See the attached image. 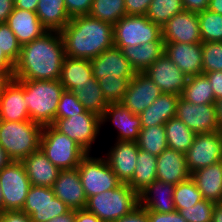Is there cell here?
I'll use <instances>...</instances> for the list:
<instances>
[{
  "instance_id": "obj_1",
  "label": "cell",
  "mask_w": 222,
  "mask_h": 222,
  "mask_svg": "<svg viewBox=\"0 0 222 222\" xmlns=\"http://www.w3.org/2000/svg\"><path fill=\"white\" fill-rule=\"evenodd\" d=\"M65 58L60 32L47 31L21 46L13 78L24 80H58Z\"/></svg>"
},
{
  "instance_id": "obj_2",
  "label": "cell",
  "mask_w": 222,
  "mask_h": 222,
  "mask_svg": "<svg viewBox=\"0 0 222 222\" xmlns=\"http://www.w3.org/2000/svg\"><path fill=\"white\" fill-rule=\"evenodd\" d=\"M60 34L67 57L91 60L114 46L113 25L89 15L71 18Z\"/></svg>"
},
{
  "instance_id": "obj_3",
  "label": "cell",
  "mask_w": 222,
  "mask_h": 222,
  "mask_svg": "<svg viewBox=\"0 0 222 222\" xmlns=\"http://www.w3.org/2000/svg\"><path fill=\"white\" fill-rule=\"evenodd\" d=\"M23 85V98L30 120L41 126L52 125L64 86L59 80L17 79Z\"/></svg>"
},
{
  "instance_id": "obj_4",
  "label": "cell",
  "mask_w": 222,
  "mask_h": 222,
  "mask_svg": "<svg viewBox=\"0 0 222 222\" xmlns=\"http://www.w3.org/2000/svg\"><path fill=\"white\" fill-rule=\"evenodd\" d=\"M43 126L27 121L0 120V146L12 161H23L40 149Z\"/></svg>"
},
{
  "instance_id": "obj_5",
  "label": "cell",
  "mask_w": 222,
  "mask_h": 222,
  "mask_svg": "<svg viewBox=\"0 0 222 222\" xmlns=\"http://www.w3.org/2000/svg\"><path fill=\"white\" fill-rule=\"evenodd\" d=\"M138 206V194L128 184L122 183L115 189L88 197L85 209L103 222H114Z\"/></svg>"
},
{
  "instance_id": "obj_6",
  "label": "cell",
  "mask_w": 222,
  "mask_h": 222,
  "mask_svg": "<svg viewBox=\"0 0 222 222\" xmlns=\"http://www.w3.org/2000/svg\"><path fill=\"white\" fill-rule=\"evenodd\" d=\"M40 149L60 170L77 168L87 154L76 141L60 133L52 125L43 126Z\"/></svg>"
},
{
  "instance_id": "obj_7",
  "label": "cell",
  "mask_w": 222,
  "mask_h": 222,
  "mask_svg": "<svg viewBox=\"0 0 222 222\" xmlns=\"http://www.w3.org/2000/svg\"><path fill=\"white\" fill-rule=\"evenodd\" d=\"M114 46L120 49L152 41H164L162 28L146 15L123 16L113 26Z\"/></svg>"
},
{
  "instance_id": "obj_8",
  "label": "cell",
  "mask_w": 222,
  "mask_h": 222,
  "mask_svg": "<svg viewBox=\"0 0 222 222\" xmlns=\"http://www.w3.org/2000/svg\"><path fill=\"white\" fill-rule=\"evenodd\" d=\"M86 197H91L122 184L101 154L87 153L77 167Z\"/></svg>"
},
{
  "instance_id": "obj_9",
  "label": "cell",
  "mask_w": 222,
  "mask_h": 222,
  "mask_svg": "<svg viewBox=\"0 0 222 222\" xmlns=\"http://www.w3.org/2000/svg\"><path fill=\"white\" fill-rule=\"evenodd\" d=\"M52 126L76 141L86 153L92 154L94 144L96 145L102 134L101 117L90 111L69 118H56Z\"/></svg>"
},
{
  "instance_id": "obj_10",
  "label": "cell",
  "mask_w": 222,
  "mask_h": 222,
  "mask_svg": "<svg viewBox=\"0 0 222 222\" xmlns=\"http://www.w3.org/2000/svg\"><path fill=\"white\" fill-rule=\"evenodd\" d=\"M3 212L21 211L31 187L22 161H11L0 170Z\"/></svg>"
},
{
  "instance_id": "obj_11",
  "label": "cell",
  "mask_w": 222,
  "mask_h": 222,
  "mask_svg": "<svg viewBox=\"0 0 222 222\" xmlns=\"http://www.w3.org/2000/svg\"><path fill=\"white\" fill-rule=\"evenodd\" d=\"M70 210L52 188L31 185L21 211L30 216L31 222H47Z\"/></svg>"
},
{
  "instance_id": "obj_12",
  "label": "cell",
  "mask_w": 222,
  "mask_h": 222,
  "mask_svg": "<svg viewBox=\"0 0 222 222\" xmlns=\"http://www.w3.org/2000/svg\"><path fill=\"white\" fill-rule=\"evenodd\" d=\"M185 155L190 173L222 161V131L196 134Z\"/></svg>"
},
{
  "instance_id": "obj_13",
  "label": "cell",
  "mask_w": 222,
  "mask_h": 222,
  "mask_svg": "<svg viewBox=\"0 0 222 222\" xmlns=\"http://www.w3.org/2000/svg\"><path fill=\"white\" fill-rule=\"evenodd\" d=\"M109 125L113 131L115 130L113 134L115 135L113 136L114 141L136 142L142 128L139 115L133 114L121 102L109 103L101 116V130Z\"/></svg>"
},
{
  "instance_id": "obj_14",
  "label": "cell",
  "mask_w": 222,
  "mask_h": 222,
  "mask_svg": "<svg viewBox=\"0 0 222 222\" xmlns=\"http://www.w3.org/2000/svg\"><path fill=\"white\" fill-rule=\"evenodd\" d=\"M176 117L195 134L220 131L214 103L192 104L180 96L177 104Z\"/></svg>"
},
{
  "instance_id": "obj_15",
  "label": "cell",
  "mask_w": 222,
  "mask_h": 222,
  "mask_svg": "<svg viewBox=\"0 0 222 222\" xmlns=\"http://www.w3.org/2000/svg\"><path fill=\"white\" fill-rule=\"evenodd\" d=\"M143 73L158 85L161 93L179 96L188 79V76L164 53Z\"/></svg>"
},
{
  "instance_id": "obj_16",
  "label": "cell",
  "mask_w": 222,
  "mask_h": 222,
  "mask_svg": "<svg viewBox=\"0 0 222 222\" xmlns=\"http://www.w3.org/2000/svg\"><path fill=\"white\" fill-rule=\"evenodd\" d=\"M103 152L110 168L118 179L128 184L134 174L137 164L139 147L135 141H114L111 146Z\"/></svg>"
},
{
  "instance_id": "obj_17",
  "label": "cell",
  "mask_w": 222,
  "mask_h": 222,
  "mask_svg": "<svg viewBox=\"0 0 222 222\" xmlns=\"http://www.w3.org/2000/svg\"><path fill=\"white\" fill-rule=\"evenodd\" d=\"M161 94L158 85L146 74L136 72L135 76L130 80L121 104L127 107L133 114L139 115Z\"/></svg>"
},
{
  "instance_id": "obj_18",
  "label": "cell",
  "mask_w": 222,
  "mask_h": 222,
  "mask_svg": "<svg viewBox=\"0 0 222 222\" xmlns=\"http://www.w3.org/2000/svg\"><path fill=\"white\" fill-rule=\"evenodd\" d=\"M164 43H202L198 14L184 10L162 27Z\"/></svg>"
},
{
  "instance_id": "obj_19",
  "label": "cell",
  "mask_w": 222,
  "mask_h": 222,
  "mask_svg": "<svg viewBox=\"0 0 222 222\" xmlns=\"http://www.w3.org/2000/svg\"><path fill=\"white\" fill-rule=\"evenodd\" d=\"M55 196L71 210L85 209L87 197L82 187L78 169L61 170L51 187Z\"/></svg>"
},
{
  "instance_id": "obj_20",
  "label": "cell",
  "mask_w": 222,
  "mask_h": 222,
  "mask_svg": "<svg viewBox=\"0 0 222 222\" xmlns=\"http://www.w3.org/2000/svg\"><path fill=\"white\" fill-rule=\"evenodd\" d=\"M164 54L188 77L203 74L202 43H164Z\"/></svg>"
},
{
  "instance_id": "obj_21",
  "label": "cell",
  "mask_w": 222,
  "mask_h": 222,
  "mask_svg": "<svg viewBox=\"0 0 222 222\" xmlns=\"http://www.w3.org/2000/svg\"><path fill=\"white\" fill-rule=\"evenodd\" d=\"M91 61L93 77L97 80L105 75L134 77L136 72L125 58L122 49L115 46L106 49Z\"/></svg>"
},
{
  "instance_id": "obj_22",
  "label": "cell",
  "mask_w": 222,
  "mask_h": 222,
  "mask_svg": "<svg viewBox=\"0 0 222 222\" xmlns=\"http://www.w3.org/2000/svg\"><path fill=\"white\" fill-rule=\"evenodd\" d=\"M0 120L15 122L30 120L23 98V85L15 78H11L0 95Z\"/></svg>"
},
{
  "instance_id": "obj_23",
  "label": "cell",
  "mask_w": 222,
  "mask_h": 222,
  "mask_svg": "<svg viewBox=\"0 0 222 222\" xmlns=\"http://www.w3.org/2000/svg\"><path fill=\"white\" fill-rule=\"evenodd\" d=\"M156 174L157 180L174 185L187 180L191 173L185 153L167 147L157 156Z\"/></svg>"
},
{
  "instance_id": "obj_24",
  "label": "cell",
  "mask_w": 222,
  "mask_h": 222,
  "mask_svg": "<svg viewBox=\"0 0 222 222\" xmlns=\"http://www.w3.org/2000/svg\"><path fill=\"white\" fill-rule=\"evenodd\" d=\"M6 23L21 46L30 43L48 31L40 22L36 12L16 7L7 18Z\"/></svg>"
},
{
  "instance_id": "obj_25",
  "label": "cell",
  "mask_w": 222,
  "mask_h": 222,
  "mask_svg": "<svg viewBox=\"0 0 222 222\" xmlns=\"http://www.w3.org/2000/svg\"><path fill=\"white\" fill-rule=\"evenodd\" d=\"M175 185L160 180H154L138 194L139 206L146 211L170 213L175 211L173 199Z\"/></svg>"
},
{
  "instance_id": "obj_26",
  "label": "cell",
  "mask_w": 222,
  "mask_h": 222,
  "mask_svg": "<svg viewBox=\"0 0 222 222\" xmlns=\"http://www.w3.org/2000/svg\"><path fill=\"white\" fill-rule=\"evenodd\" d=\"M22 163L31 185L34 186L51 188L61 171L53 165L41 149L31 153Z\"/></svg>"
},
{
  "instance_id": "obj_27",
  "label": "cell",
  "mask_w": 222,
  "mask_h": 222,
  "mask_svg": "<svg viewBox=\"0 0 222 222\" xmlns=\"http://www.w3.org/2000/svg\"><path fill=\"white\" fill-rule=\"evenodd\" d=\"M203 199L213 203L222 202V161L191 173Z\"/></svg>"
},
{
  "instance_id": "obj_28",
  "label": "cell",
  "mask_w": 222,
  "mask_h": 222,
  "mask_svg": "<svg viewBox=\"0 0 222 222\" xmlns=\"http://www.w3.org/2000/svg\"><path fill=\"white\" fill-rule=\"evenodd\" d=\"M180 96L162 93L147 109L139 114L142 127L165 125L176 117L177 104Z\"/></svg>"
},
{
  "instance_id": "obj_29",
  "label": "cell",
  "mask_w": 222,
  "mask_h": 222,
  "mask_svg": "<svg viewBox=\"0 0 222 222\" xmlns=\"http://www.w3.org/2000/svg\"><path fill=\"white\" fill-rule=\"evenodd\" d=\"M92 77L90 60L65 56L58 80L66 91H71L75 86L90 83Z\"/></svg>"
},
{
  "instance_id": "obj_30",
  "label": "cell",
  "mask_w": 222,
  "mask_h": 222,
  "mask_svg": "<svg viewBox=\"0 0 222 222\" xmlns=\"http://www.w3.org/2000/svg\"><path fill=\"white\" fill-rule=\"evenodd\" d=\"M122 52L135 72H144L164 53V41L127 46Z\"/></svg>"
},
{
  "instance_id": "obj_31",
  "label": "cell",
  "mask_w": 222,
  "mask_h": 222,
  "mask_svg": "<svg viewBox=\"0 0 222 222\" xmlns=\"http://www.w3.org/2000/svg\"><path fill=\"white\" fill-rule=\"evenodd\" d=\"M36 14L48 31L60 32L71 20L64 0H39Z\"/></svg>"
},
{
  "instance_id": "obj_32",
  "label": "cell",
  "mask_w": 222,
  "mask_h": 222,
  "mask_svg": "<svg viewBox=\"0 0 222 222\" xmlns=\"http://www.w3.org/2000/svg\"><path fill=\"white\" fill-rule=\"evenodd\" d=\"M137 164L131 181L128 185L139 194L154 180H157L156 164L157 156L144 152L141 149L138 151Z\"/></svg>"
},
{
  "instance_id": "obj_33",
  "label": "cell",
  "mask_w": 222,
  "mask_h": 222,
  "mask_svg": "<svg viewBox=\"0 0 222 222\" xmlns=\"http://www.w3.org/2000/svg\"><path fill=\"white\" fill-rule=\"evenodd\" d=\"M72 93L76 94L77 99L83 105L86 111L97 114L101 117L108 107V102L104 98L102 89L96 78L92 77L90 83L82 86H75Z\"/></svg>"
},
{
  "instance_id": "obj_34",
  "label": "cell",
  "mask_w": 222,
  "mask_h": 222,
  "mask_svg": "<svg viewBox=\"0 0 222 222\" xmlns=\"http://www.w3.org/2000/svg\"><path fill=\"white\" fill-rule=\"evenodd\" d=\"M164 127L168 148L186 153L196 134L177 117L170 118Z\"/></svg>"
},
{
  "instance_id": "obj_35",
  "label": "cell",
  "mask_w": 222,
  "mask_h": 222,
  "mask_svg": "<svg viewBox=\"0 0 222 222\" xmlns=\"http://www.w3.org/2000/svg\"><path fill=\"white\" fill-rule=\"evenodd\" d=\"M181 97L197 105L215 103L213 89L205 74L188 77Z\"/></svg>"
},
{
  "instance_id": "obj_36",
  "label": "cell",
  "mask_w": 222,
  "mask_h": 222,
  "mask_svg": "<svg viewBox=\"0 0 222 222\" xmlns=\"http://www.w3.org/2000/svg\"><path fill=\"white\" fill-rule=\"evenodd\" d=\"M136 142L142 151L159 156L168 147L164 125L142 127Z\"/></svg>"
},
{
  "instance_id": "obj_37",
  "label": "cell",
  "mask_w": 222,
  "mask_h": 222,
  "mask_svg": "<svg viewBox=\"0 0 222 222\" xmlns=\"http://www.w3.org/2000/svg\"><path fill=\"white\" fill-rule=\"evenodd\" d=\"M88 15L114 26L126 16L125 0H93Z\"/></svg>"
},
{
  "instance_id": "obj_38",
  "label": "cell",
  "mask_w": 222,
  "mask_h": 222,
  "mask_svg": "<svg viewBox=\"0 0 222 222\" xmlns=\"http://www.w3.org/2000/svg\"><path fill=\"white\" fill-rule=\"evenodd\" d=\"M184 10L182 0H153L146 17L162 28L174 15Z\"/></svg>"
},
{
  "instance_id": "obj_39",
  "label": "cell",
  "mask_w": 222,
  "mask_h": 222,
  "mask_svg": "<svg viewBox=\"0 0 222 222\" xmlns=\"http://www.w3.org/2000/svg\"><path fill=\"white\" fill-rule=\"evenodd\" d=\"M202 42H222V15L210 10L198 13Z\"/></svg>"
},
{
  "instance_id": "obj_40",
  "label": "cell",
  "mask_w": 222,
  "mask_h": 222,
  "mask_svg": "<svg viewBox=\"0 0 222 222\" xmlns=\"http://www.w3.org/2000/svg\"><path fill=\"white\" fill-rule=\"evenodd\" d=\"M132 78L133 77L105 75L97 81L107 102L117 103L123 100Z\"/></svg>"
},
{
  "instance_id": "obj_41",
  "label": "cell",
  "mask_w": 222,
  "mask_h": 222,
  "mask_svg": "<svg viewBox=\"0 0 222 222\" xmlns=\"http://www.w3.org/2000/svg\"><path fill=\"white\" fill-rule=\"evenodd\" d=\"M173 199L175 210L190 208L197 202L203 200L201 192L198 190L195 182L191 177L175 185Z\"/></svg>"
},
{
  "instance_id": "obj_42",
  "label": "cell",
  "mask_w": 222,
  "mask_h": 222,
  "mask_svg": "<svg viewBox=\"0 0 222 222\" xmlns=\"http://www.w3.org/2000/svg\"><path fill=\"white\" fill-rule=\"evenodd\" d=\"M203 74L222 71V42H202Z\"/></svg>"
},
{
  "instance_id": "obj_43",
  "label": "cell",
  "mask_w": 222,
  "mask_h": 222,
  "mask_svg": "<svg viewBox=\"0 0 222 222\" xmlns=\"http://www.w3.org/2000/svg\"><path fill=\"white\" fill-rule=\"evenodd\" d=\"M215 203L201 200L190 208H182L178 212L187 222H211Z\"/></svg>"
},
{
  "instance_id": "obj_44",
  "label": "cell",
  "mask_w": 222,
  "mask_h": 222,
  "mask_svg": "<svg viewBox=\"0 0 222 222\" xmlns=\"http://www.w3.org/2000/svg\"><path fill=\"white\" fill-rule=\"evenodd\" d=\"M0 48L14 64L18 61L21 45L7 23L0 24Z\"/></svg>"
},
{
  "instance_id": "obj_45",
  "label": "cell",
  "mask_w": 222,
  "mask_h": 222,
  "mask_svg": "<svg viewBox=\"0 0 222 222\" xmlns=\"http://www.w3.org/2000/svg\"><path fill=\"white\" fill-rule=\"evenodd\" d=\"M85 111V108L77 99L76 94L64 90L58 103L56 118H69L73 115L84 113Z\"/></svg>"
},
{
  "instance_id": "obj_46",
  "label": "cell",
  "mask_w": 222,
  "mask_h": 222,
  "mask_svg": "<svg viewBox=\"0 0 222 222\" xmlns=\"http://www.w3.org/2000/svg\"><path fill=\"white\" fill-rule=\"evenodd\" d=\"M93 0H64V5L70 18L84 16L90 13Z\"/></svg>"
},
{
  "instance_id": "obj_47",
  "label": "cell",
  "mask_w": 222,
  "mask_h": 222,
  "mask_svg": "<svg viewBox=\"0 0 222 222\" xmlns=\"http://www.w3.org/2000/svg\"><path fill=\"white\" fill-rule=\"evenodd\" d=\"M149 222H187L178 211L162 213L157 211H146Z\"/></svg>"
},
{
  "instance_id": "obj_48",
  "label": "cell",
  "mask_w": 222,
  "mask_h": 222,
  "mask_svg": "<svg viewBox=\"0 0 222 222\" xmlns=\"http://www.w3.org/2000/svg\"><path fill=\"white\" fill-rule=\"evenodd\" d=\"M153 0H125L126 15H146Z\"/></svg>"
},
{
  "instance_id": "obj_49",
  "label": "cell",
  "mask_w": 222,
  "mask_h": 222,
  "mask_svg": "<svg viewBox=\"0 0 222 222\" xmlns=\"http://www.w3.org/2000/svg\"><path fill=\"white\" fill-rule=\"evenodd\" d=\"M214 92L215 101L222 98V71L204 73Z\"/></svg>"
},
{
  "instance_id": "obj_50",
  "label": "cell",
  "mask_w": 222,
  "mask_h": 222,
  "mask_svg": "<svg viewBox=\"0 0 222 222\" xmlns=\"http://www.w3.org/2000/svg\"><path fill=\"white\" fill-rule=\"evenodd\" d=\"M114 222H149V220L146 210L141 206H138L130 214L125 215Z\"/></svg>"
},
{
  "instance_id": "obj_51",
  "label": "cell",
  "mask_w": 222,
  "mask_h": 222,
  "mask_svg": "<svg viewBox=\"0 0 222 222\" xmlns=\"http://www.w3.org/2000/svg\"><path fill=\"white\" fill-rule=\"evenodd\" d=\"M0 222H31V218L23 211H6L0 212Z\"/></svg>"
},
{
  "instance_id": "obj_52",
  "label": "cell",
  "mask_w": 222,
  "mask_h": 222,
  "mask_svg": "<svg viewBox=\"0 0 222 222\" xmlns=\"http://www.w3.org/2000/svg\"><path fill=\"white\" fill-rule=\"evenodd\" d=\"M182 2L185 10L197 14L207 10L209 5V0H182Z\"/></svg>"
},
{
  "instance_id": "obj_53",
  "label": "cell",
  "mask_w": 222,
  "mask_h": 222,
  "mask_svg": "<svg viewBox=\"0 0 222 222\" xmlns=\"http://www.w3.org/2000/svg\"><path fill=\"white\" fill-rule=\"evenodd\" d=\"M14 8V0H0V24L6 23L7 18Z\"/></svg>"
},
{
  "instance_id": "obj_54",
  "label": "cell",
  "mask_w": 222,
  "mask_h": 222,
  "mask_svg": "<svg viewBox=\"0 0 222 222\" xmlns=\"http://www.w3.org/2000/svg\"><path fill=\"white\" fill-rule=\"evenodd\" d=\"M75 222H103L94 213L86 209L76 210Z\"/></svg>"
},
{
  "instance_id": "obj_55",
  "label": "cell",
  "mask_w": 222,
  "mask_h": 222,
  "mask_svg": "<svg viewBox=\"0 0 222 222\" xmlns=\"http://www.w3.org/2000/svg\"><path fill=\"white\" fill-rule=\"evenodd\" d=\"M15 64L5 55L0 48V71H4L13 78Z\"/></svg>"
},
{
  "instance_id": "obj_56",
  "label": "cell",
  "mask_w": 222,
  "mask_h": 222,
  "mask_svg": "<svg viewBox=\"0 0 222 222\" xmlns=\"http://www.w3.org/2000/svg\"><path fill=\"white\" fill-rule=\"evenodd\" d=\"M39 0H14L15 7L22 10L36 12Z\"/></svg>"
},
{
  "instance_id": "obj_57",
  "label": "cell",
  "mask_w": 222,
  "mask_h": 222,
  "mask_svg": "<svg viewBox=\"0 0 222 222\" xmlns=\"http://www.w3.org/2000/svg\"><path fill=\"white\" fill-rule=\"evenodd\" d=\"M76 210H70L66 214L59 215L47 222H75Z\"/></svg>"
},
{
  "instance_id": "obj_58",
  "label": "cell",
  "mask_w": 222,
  "mask_h": 222,
  "mask_svg": "<svg viewBox=\"0 0 222 222\" xmlns=\"http://www.w3.org/2000/svg\"><path fill=\"white\" fill-rule=\"evenodd\" d=\"M211 222H222V202L215 203Z\"/></svg>"
},
{
  "instance_id": "obj_59",
  "label": "cell",
  "mask_w": 222,
  "mask_h": 222,
  "mask_svg": "<svg viewBox=\"0 0 222 222\" xmlns=\"http://www.w3.org/2000/svg\"><path fill=\"white\" fill-rule=\"evenodd\" d=\"M208 10L222 15V0H209Z\"/></svg>"
},
{
  "instance_id": "obj_60",
  "label": "cell",
  "mask_w": 222,
  "mask_h": 222,
  "mask_svg": "<svg viewBox=\"0 0 222 222\" xmlns=\"http://www.w3.org/2000/svg\"><path fill=\"white\" fill-rule=\"evenodd\" d=\"M216 117L219 124L220 131H222V98L215 101Z\"/></svg>"
},
{
  "instance_id": "obj_61",
  "label": "cell",
  "mask_w": 222,
  "mask_h": 222,
  "mask_svg": "<svg viewBox=\"0 0 222 222\" xmlns=\"http://www.w3.org/2000/svg\"><path fill=\"white\" fill-rule=\"evenodd\" d=\"M11 76L4 71H0V95L2 94L4 87L11 80Z\"/></svg>"
},
{
  "instance_id": "obj_62",
  "label": "cell",
  "mask_w": 222,
  "mask_h": 222,
  "mask_svg": "<svg viewBox=\"0 0 222 222\" xmlns=\"http://www.w3.org/2000/svg\"><path fill=\"white\" fill-rule=\"evenodd\" d=\"M12 160L9 158L5 150L0 146V170L8 165Z\"/></svg>"
},
{
  "instance_id": "obj_63",
  "label": "cell",
  "mask_w": 222,
  "mask_h": 222,
  "mask_svg": "<svg viewBox=\"0 0 222 222\" xmlns=\"http://www.w3.org/2000/svg\"><path fill=\"white\" fill-rule=\"evenodd\" d=\"M0 212H3V196H2L1 187H0Z\"/></svg>"
}]
</instances>
